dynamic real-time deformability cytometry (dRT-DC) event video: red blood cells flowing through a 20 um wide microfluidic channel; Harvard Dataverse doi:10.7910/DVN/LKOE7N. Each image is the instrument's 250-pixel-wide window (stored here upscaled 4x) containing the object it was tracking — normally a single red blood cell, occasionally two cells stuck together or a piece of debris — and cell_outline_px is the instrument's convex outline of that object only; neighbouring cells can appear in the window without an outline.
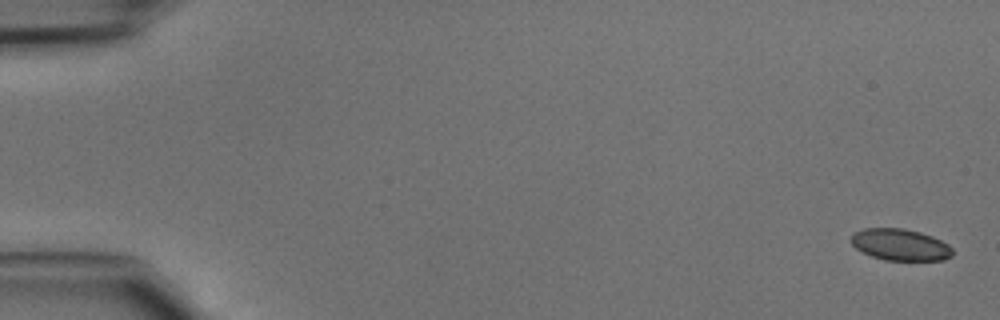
{"species": "common noctule bat (a hibernating species)", "species_latin": "Nyctalus noctula", "temperature_condition": "cold", "stored_images_in_passage": 46, "camera_frame_rate_fps": 3000, "um_per_image_px": 0.085, "animal": {"sex": "male", "body_mass_g": 15.6}, "frame": {"image": 1, "passage_image": 1, "time_ms": 0.0, "image_size_px": [1000, 320], "cell_outline_px": [[952, 256], [944, 260], [884, 260], [872, 256], [856, 248], [852, 244], [852, 232], [864, 228], [904, 228], [920, 232], [932, 236], [948, 244], [952, 248]], "centroid_in_image_um": [76.52, 20.79], "position_along_channel_um": 8.5, "area_um2": 18.67}}
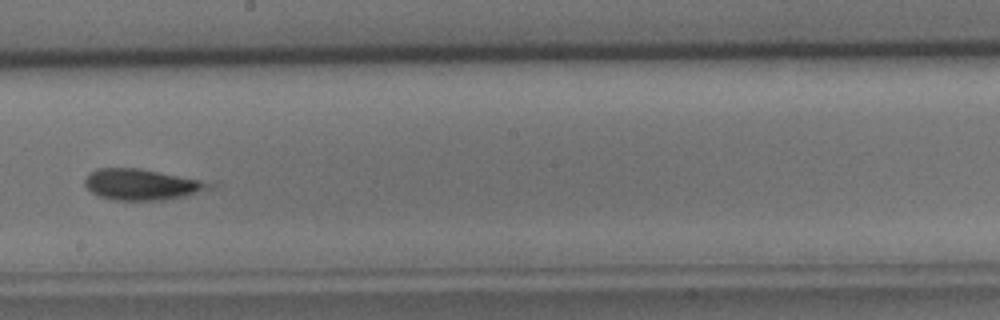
{"frame": {"image": 2, "passage_image": 27, "time_ms": 8.667, "image_size_px": [1000, 320], "cell_outline_px": [[216, 188], [184, 196], [164, 200], [116, 200], [100, 196], [92, 192], [84, 184], [84, 180], [88, 172], [96, 168], [140, 168], [200, 180], [216, 184]], "centroid_in_image_um": [12.06, 15.68], "position_along_channel_um": 236.1, "area_um2": 22.54}}
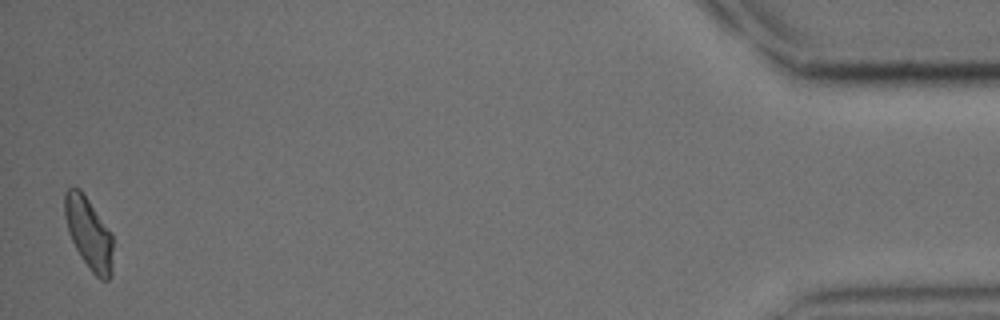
{"frame": {"image": 3, "passage_image": 46, "time_ms": 15.0, "image_size_px": [1000, 320], "cell_outline_px": [[112, 276], [108, 280], [100, 280], [92, 272], [80, 256], [68, 232], [64, 216], [64, 192], [68, 188], [80, 188], [112, 232]], "centroid_in_image_um": [7.55, 19.82], "position_along_channel_um": 427.7, "area_um2": 20.35}}